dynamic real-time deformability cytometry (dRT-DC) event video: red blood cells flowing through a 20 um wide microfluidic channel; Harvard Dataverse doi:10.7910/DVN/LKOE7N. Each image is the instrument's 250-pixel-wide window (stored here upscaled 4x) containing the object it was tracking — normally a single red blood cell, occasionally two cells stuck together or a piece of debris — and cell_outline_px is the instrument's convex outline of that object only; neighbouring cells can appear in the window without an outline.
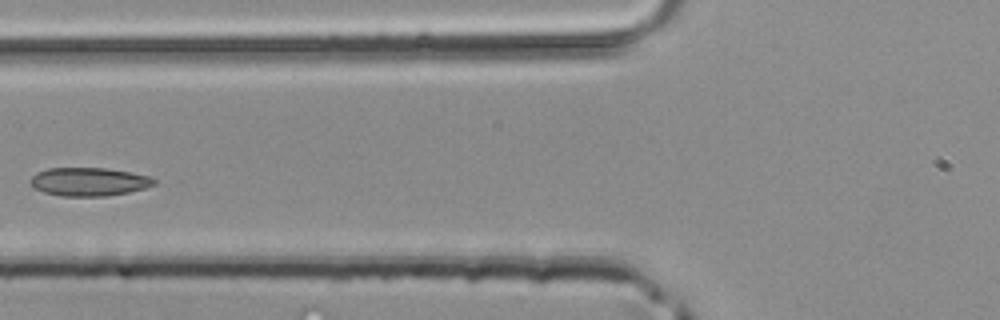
{"species": "common noctule bat (a hibernating species)", "species_latin": "Nyctalus noctula", "temperature_condition": "room temperature", "stored_images_in_passage": 3, "camera_frame_rate_fps": 3000, "um_per_image_px": 0.085, "animal": {"sex": "male", "body_mass_g": 20.4}, "frame": {"image": 1, "passage_image": 3, "time_ms": 0.667, "image_size_px": [1000, 320], "cell_outline_px": [[156, 184], [144, 188], [128, 192], [104, 196], [60, 196], [44, 192], [36, 188], [28, 180], [36, 172], [48, 168], [108, 168], [148, 176], [156, 180]], "centroid_in_image_um": [7.53, 15.44], "position_along_channel_um": 118.3, "area_um2": 20.35}}